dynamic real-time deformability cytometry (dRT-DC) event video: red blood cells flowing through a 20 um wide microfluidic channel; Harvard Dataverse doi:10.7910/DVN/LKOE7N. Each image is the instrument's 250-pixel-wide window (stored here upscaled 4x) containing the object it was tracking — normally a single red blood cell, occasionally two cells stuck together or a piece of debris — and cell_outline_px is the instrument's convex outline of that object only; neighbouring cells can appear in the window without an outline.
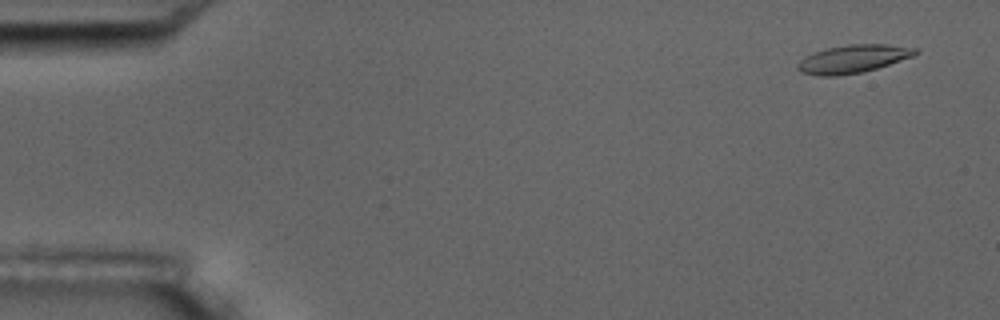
{"species": "common noctule bat (a hibernating species)", "species_latin": "Nyctalus noctula", "temperature_condition": "room temperature", "stored_images_in_passage": 5, "camera_frame_rate_fps": 3000, "um_per_image_px": 0.085, "animal": {"sex": "male", "body_mass_g": 17.5, "forearm_length_mm": 52.3}, "frame": {"image": 1, "passage_image": 1, "time_ms": 0.0, "image_size_px": [1000, 320], "cell_outline_px": [[920, 52], [912, 56], [864, 72], [836, 76], [820, 76], [800, 72], [796, 68], [796, 64], [800, 60], [824, 48], [848, 44], [888, 44], [916, 48]], "centroid_in_image_um": [72.49, 5.0], "position_along_channel_um": 12.5, "area_um2": 19.19}}
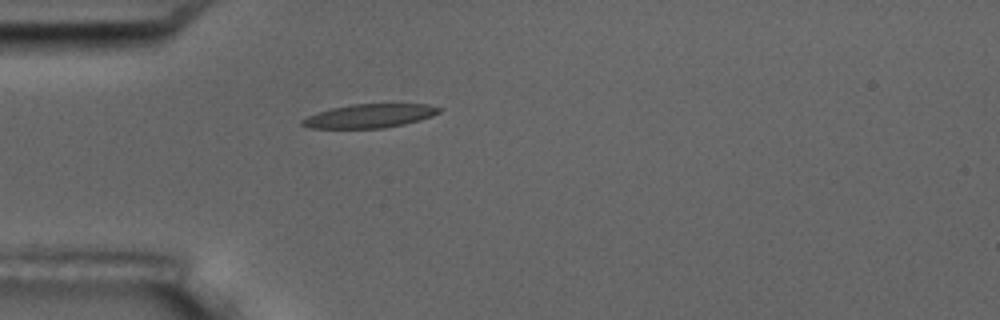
{"frame": {"image": 2, "passage_image": 5, "time_ms": 4.333, "image_size_px": [1000, 320], "cell_outline_px": [[444, 108], [440, 112], [432, 116], [420, 120], [404, 124], [384, 128], [308, 128], [300, 124], [300, 120], [308, 116], [332, 108], [352, 104], [428, 104]], "centroid_in_image_um": [31.45, 9.85], "position_along_channel_um": 53.6, "area_um2": 18.96}}